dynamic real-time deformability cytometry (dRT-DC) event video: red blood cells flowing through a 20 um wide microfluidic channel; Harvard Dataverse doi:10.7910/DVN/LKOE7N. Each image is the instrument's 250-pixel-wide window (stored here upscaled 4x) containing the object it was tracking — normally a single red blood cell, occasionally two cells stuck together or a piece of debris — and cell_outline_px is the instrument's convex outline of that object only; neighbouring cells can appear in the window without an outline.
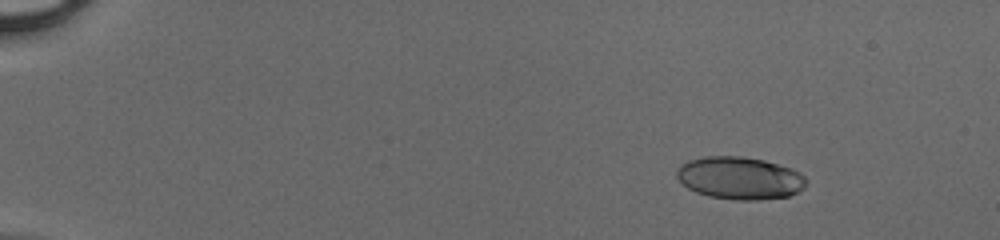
{"species": "human", "species_latin": "Homo sapiens", "temperature_condition": "cold", "stored_images_in_passage": 44, "camera_frame_rate_fps": 3000, "um_per_image_px": 0.085, "donor": {"sex": "male"}, "frame": {"image": 1, "passage_image": 1, "time_ms": 0.0, "image_size_px": [1000, 240], "cell_outline_px": [[808, 180], [804, 188], [788, 196], [756, 200], [736, 200], [708, 196], [696, 192], [688, 188], [676, 176], [676, 172], [680, 164], [688, 160], [704, 156], [740, 156], [764, 160], [792, 168], [800, 172]], "centroid_in_image_um": [62.88, 15.13], "position_along_channel_um": 22.1, "area_um2": 32.19}}
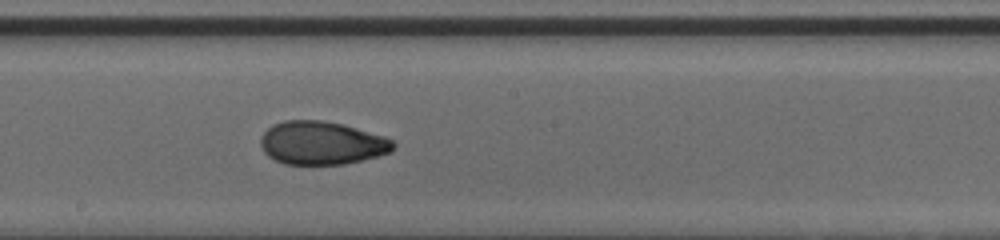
{"frame": {"image": 2, "passage_image": 24, "time_ms": 7.667, "image_size_px": [1000, 240], "cell_outline_px": [[396, 144], [388, 152], [376, 156], [344, 164], [284, 164], [268, 156], [264, 152], [260, 144], [260, 140], [264, 132], [272, 124], [284, 120], [320, 120], [344, 124], [384, 136], [392, 140]], "centroid_in_image_um": [27.31, 12.14], "position_along_channel_um": 220.9, "area_um2": 33.29}}
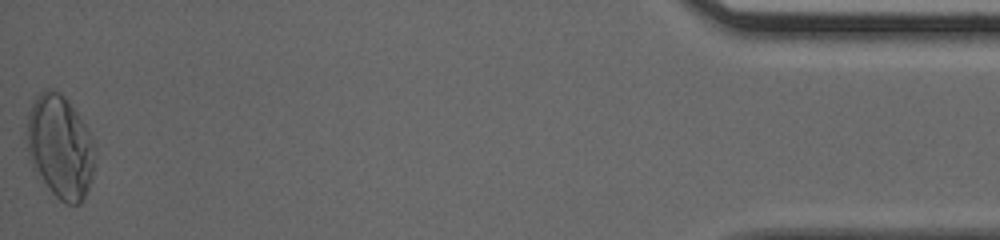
{"frame": {"image": 3, "passage_image": 44, "time_ms": 14.333, "image_size_px": [1000, 240], "cell_outline_px": [[92, 176], [88, 188], [80, 204], [68, 204], [60, 200], [52, 192], [32, 168], [28, 152], [28, 112], [32, 100], [40, 92], [48, 88], [52, 88], [60, 92], [64, 96], [76, 112], [84, 124], [92, 140]], "centroid_in_image_um": [5.07, 12.45], "position_along_channel_um": 430.1, "area_um2": 40.17}}